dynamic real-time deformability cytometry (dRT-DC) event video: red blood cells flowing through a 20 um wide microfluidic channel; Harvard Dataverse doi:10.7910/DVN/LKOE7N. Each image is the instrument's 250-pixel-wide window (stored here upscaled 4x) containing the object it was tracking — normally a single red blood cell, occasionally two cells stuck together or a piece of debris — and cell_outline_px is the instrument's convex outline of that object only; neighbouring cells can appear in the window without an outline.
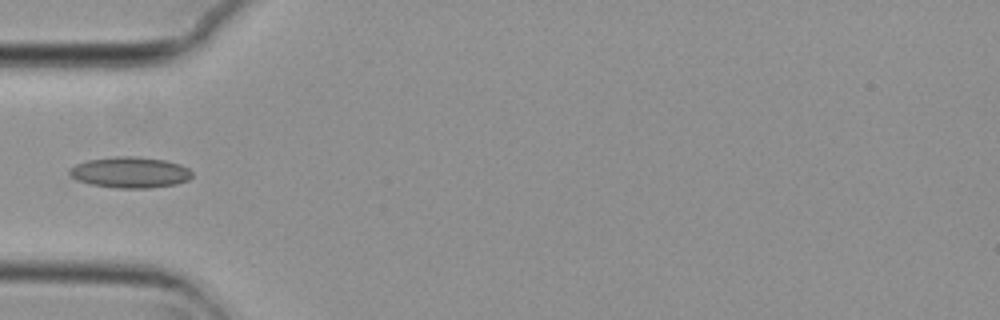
{"species": "common noctule bat (a hibernating species)", "species_latin": "Nyctalus noctula", "temperature_condition": "cold", "stored_images_in_passage": 3, "camera_frame_rate_fps": 3000, "um_per_image_px": 0.085, "animal": {"sex": "female", "body_mass_g": 29.2, "forearm_length_mm": 56.3}, "frame": {"image": 1, "passage_image": 3, "time_ms": 0.667, "image_size_px": [1000, 320], "cell_outline_px": [[192, 176], [188, 180], [176, 184], [148, 188], [120, 188], [92, 184], [76, 180], [68, 176], [68, 168], [76, 164], [88, 160], [116, 156], [136, 156], [164, 160], [180, 164], [188, 168], [192, 172]], "centroid_in_image_um": [11.03, 14.65], "position_along_channel_um": 74.0, "area_um2": 22.2}}